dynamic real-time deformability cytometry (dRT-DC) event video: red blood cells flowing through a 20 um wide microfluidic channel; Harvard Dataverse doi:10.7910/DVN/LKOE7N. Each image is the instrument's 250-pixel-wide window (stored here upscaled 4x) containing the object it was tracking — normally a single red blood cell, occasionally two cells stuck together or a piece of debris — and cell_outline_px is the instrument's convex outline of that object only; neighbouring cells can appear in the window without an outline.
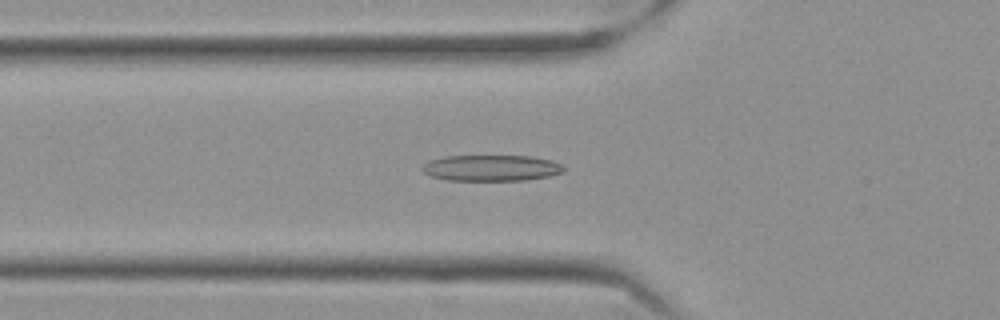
{"species": "Egyptian fruit bat (a non-hibernating species)", "species_latin": "Rousettus aegyptiacus", "temperature_condition": "cold", "stored_images_in_passage": 55, "camera_frame_rate_fps": 3000, "um_per_image_px": 0.085, "frame": {"image": 1, "passage_image": 18, "time_ms": 5.667, "image_size_px": [1000, 320], "cell_outline_px": [[568, 168], [564, 172], [548, 176], [524, 180], [448, 180], [432, 176], [424, 172], [420, 168], [428, 160], [444, 156], [528, 156], [552, 160]], "centroid_in_image_um": [41.77, 14.27], "position_along_channel_um": 84.0, "area_um2": 21.5}}
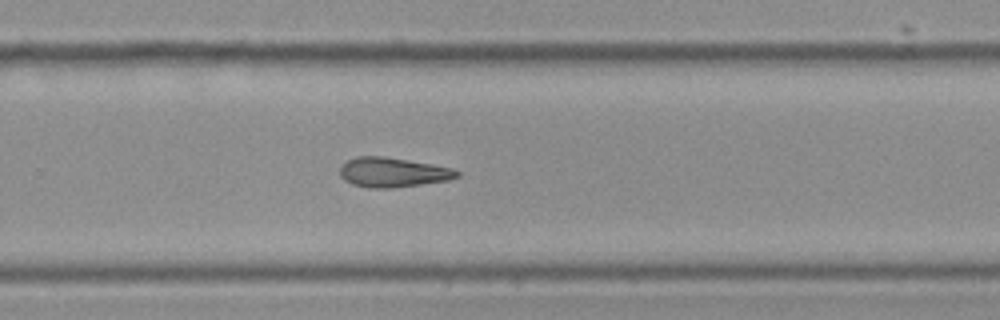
{"frame": {"image": 2, "passage_image": 36, "time_ms": 11.667, "image_size_px": [1000, 320], "cell_outline_px": [[460, 176], [448, 180], [392, 188], [368, 188], [352, 184], [344, 180], [340, 176], [340, 164], [356, 156], [384, 156], [432, 164], [452, 168], [460, 172]], "centroid_in_image_um": [33.36, 14.64], "position_along_channel_um": 296.4, "area_um2": 20.29}}
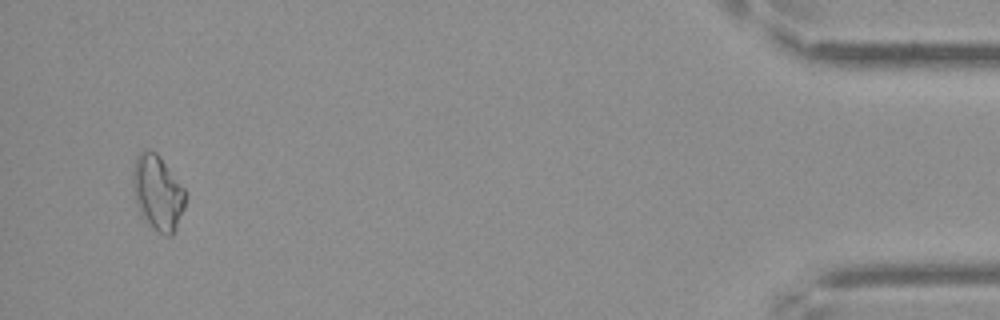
{"frame": {"image": 3, "passage_image": 53, "time_ms": 17.333, "image_size_px": [1000, 320], "cell_outline_px": [[184, 208], [176, 228], [172, 236], [164, 236], [140, 212], [136, 200], [132, 184], [132, 168], [136, 156], [140, 152], [148, 148], [156, 152], [160, 156], [184, 188]], "centroid_in_image_um": [13.39, 16.31], "position_along_channel_um": 421.8, "area_um2": 22.54}}